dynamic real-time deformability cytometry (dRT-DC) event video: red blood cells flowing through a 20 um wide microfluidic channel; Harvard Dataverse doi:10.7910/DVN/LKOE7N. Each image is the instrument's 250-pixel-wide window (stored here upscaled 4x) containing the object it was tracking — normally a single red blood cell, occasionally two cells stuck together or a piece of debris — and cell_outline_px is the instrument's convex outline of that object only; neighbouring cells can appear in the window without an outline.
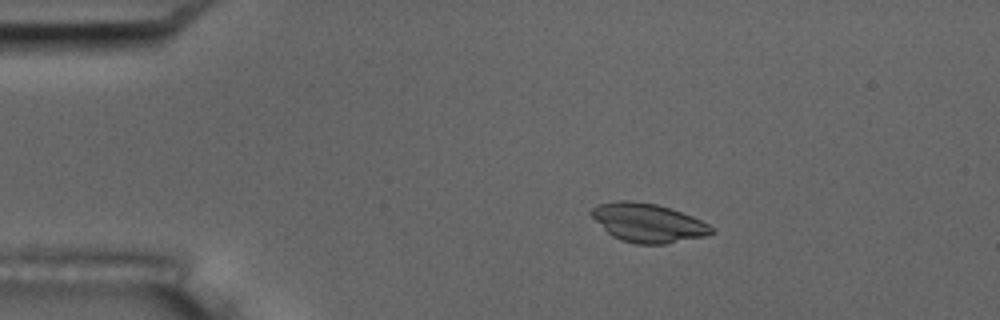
{"species": "common noctule bat (a hibernating species)", "species_latin": "Nyctalus noctula", "temperature_condition": "room temperature", "stored_images_in_passage": 53, "camera_frame_rate_fps": 3000, "um_per_image_px": 0.085, "animal": {"sex": "male", "body_mass_g": 17.5, "forearm_length_mm": 52.3}, "frame": {"image": 1, "passage_image": 7, "time_ms": 2.0, "image_size_px": [1000, 320], "cell_outline_px": [[716, 232], [708, 236], [664, 244], [636, 244], [620, 240], [612, 236], [588, 212], [596, 204], [616, 200], [632, 200], [656, 204], [692, 216], [708, 224]], "centroid_in_image_um": [55.07, 18.94], "position_along_channel_um": 29.9, "area_um2": 27.17}}
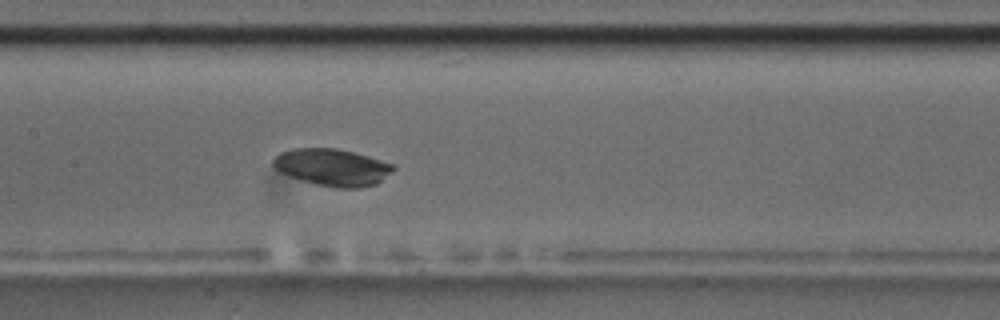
{"frame": {"image": 2, "passage_image": 24, "time_ms": 7.667, "image_size_px": [1000, 320], "cell_outline_px": [[396, 168], [392, 172], [376, 184], [360, 188], [336, 188], [316, 184], [300, 180], [288, 176], [280, 172], [272, 164], [272, 160], [280, 152], [292, 148], [336, 148], [368, 156], [396, 164]], "centroid_in_image_um": [28.26, 14.22], "position_along_channel_um": 179.1, "area_um2": 26.13}}
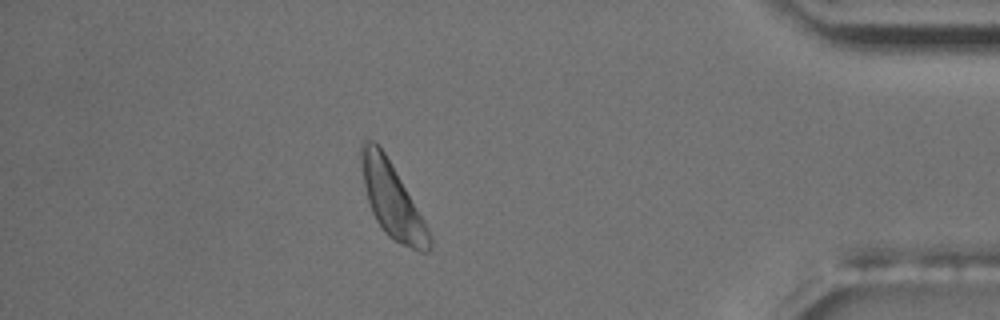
{"frame": {"image": 3, "passage_image": 46, "time_ms": 15.0, "image_size_px": [1000, 320], "cell_outline_px": [[432, 244], [428, 252], [420, 252], [400, 244], [392, 240], [384, 232], [376, 220], [372, 212], [368, 200], [364, 184], [360, 160], [360, 144], [364, 140], [372, 140], [384, 152], [428, 228], [432, 240]], "centroid_in_image_um": [33.31, 17.05], "position_along_channel_um": 401.9, "area_um2": 28.96}, "authors_computed_cell_mechanics": {"area_um2": 26.8192, "velocity_mm_per_s": 3.5929, "shape_relaxation_time_tau1_ms": null, "shape_relaxation_time_tau2_ms": 3.6288, "deformation_change_tau1": null, "deformation_change_tau2": 0.0513}}